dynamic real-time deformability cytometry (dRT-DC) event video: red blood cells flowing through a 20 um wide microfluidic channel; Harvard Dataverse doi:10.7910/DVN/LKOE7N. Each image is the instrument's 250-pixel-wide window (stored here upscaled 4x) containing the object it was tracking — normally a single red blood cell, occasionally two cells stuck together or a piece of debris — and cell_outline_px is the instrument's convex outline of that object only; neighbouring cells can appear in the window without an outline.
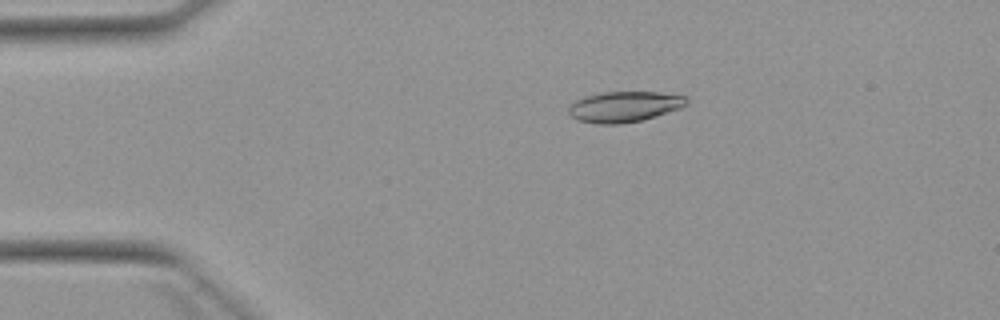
{"species": "Egyptian fruit bat (a non-hibernating species)", "species_latin": "Rousettus aegyptiacus", "temperature_condition": "warm", "stored_images_in_passage": 5, "camera_frame_rate_fps": 3000, "um_per_image_px": 0.085, "animal": {"sex": "female"}, "frame": {"image": 1, "passage_image": 3, "time_ms": 2.667, "image_size_px": [1000, 320], "cell_outline_px": [[688, 104], [680, 108], [656, 116], [640, 120], [620, 124], [596, 124], [576, 120], [568, 112], [568, 108], [576, 100], [584, 96], [604, 92], [660, 92], [688, 96]], "centroid_in_image_um": [53.08, 9.06], "position_along_channel_um": 31.9, "area_um2": 21.15}}
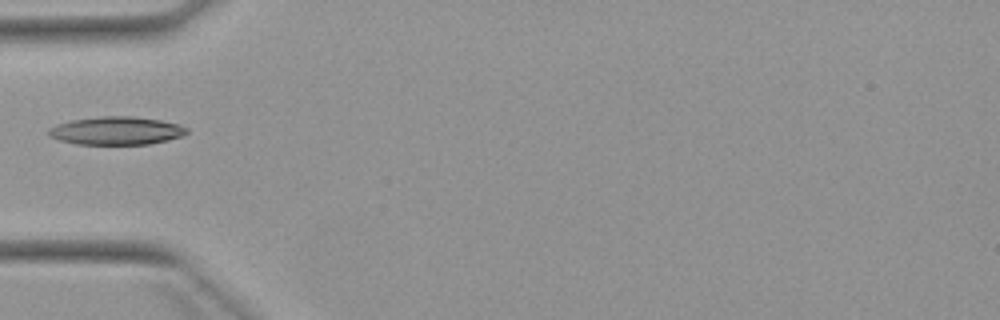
{"frame": {"image": 2, "passage_image": 5, "time_ms": 5.0, "image_size_px": [1000, 320], "cell_outline_px": [[188, 132], [184, 136], [168, 140], [148, 144], [76, 144], [60, 140], [48, 136], [48, 128], [56, 124], [72, 120], [100, 116], [132, 116], [160, 120], [180, 124], [188, 128]], "centroid_in_image_um": [9.9, 11.11], "position_along_channel_um": 75.1, "area_um2": 22.77}}